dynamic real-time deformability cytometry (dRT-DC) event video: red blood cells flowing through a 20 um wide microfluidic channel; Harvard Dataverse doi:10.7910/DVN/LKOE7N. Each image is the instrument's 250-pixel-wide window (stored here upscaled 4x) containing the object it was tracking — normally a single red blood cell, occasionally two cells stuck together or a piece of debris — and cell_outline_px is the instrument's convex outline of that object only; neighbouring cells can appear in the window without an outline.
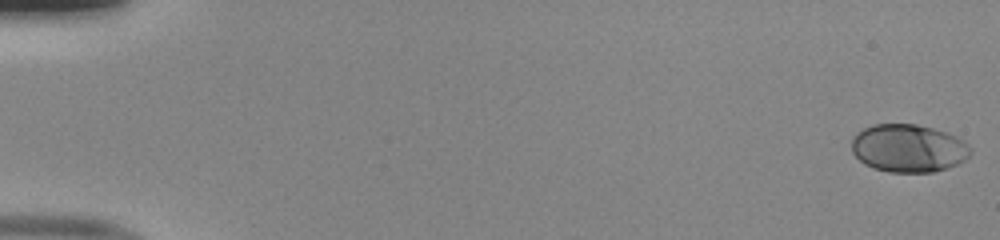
{"species": "human", "species_latin": "Homo sapiens", "temperature_condition": "room temperature", "stored_images_in_passage": 52, "camera_frame_rate_fps": 3000, "um_per_image_px": 0.085, "donor": {"sex": "male"}, "frame": {"image": 1, "passage_image": 1, "time_ms": 0.0, "image_size_px": [1000, 240], "cell_outline_px": [[972, 152], [964, 160], [956, 164], [932, 172], [888, 172], [872, 168], [864, 164], [852, 152], [852, 136], [856, 132], [872, 124], [916, 124], [932, 128], [956, 136], [968, 144], [972, 148]], "centroid_in_image_um": [77.18, 12.59], "position_along_channel_um": 7.8, "area_um2": 33.23}}
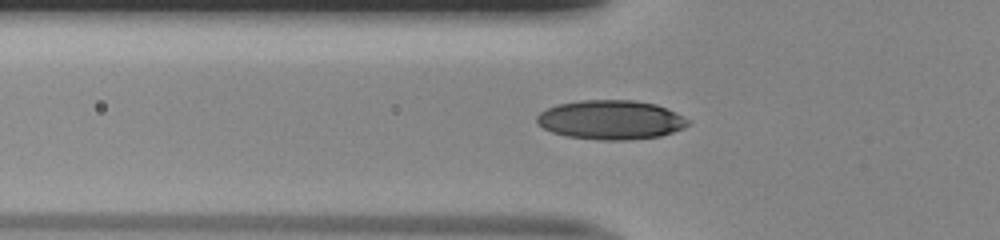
{"frame": {"image": 2, "passage_image": 19, "time_ms": 6.0, "image_size_px": [1000, 240], "cell_outline_px": [[688, 124], [684, 128], [660, 136], [628, 140], [600, 140], [568, 136], [552, 132], [536, 124], [536, 116], [540, 112], [556, 104], [580, 100], [632, 100], [656, 104], [676, 112], [688, 120]], "centroid_in_image_um": [51.89, 10.18], "position_along_channel_um": 73.9, "area_um2": 34.56}}
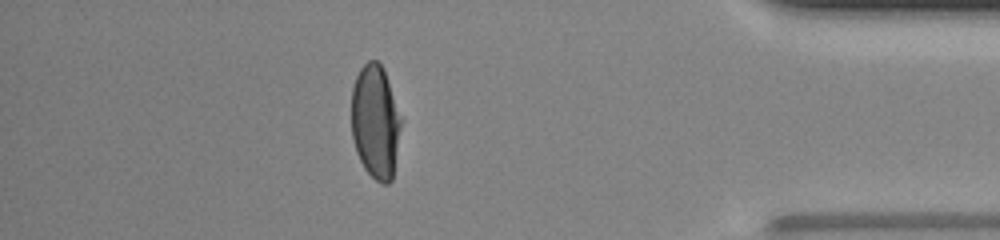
{"frame": {"image": 3, "passage_image": 46, "time_ms": 15.0, "image_size_px": [1000, 240], "cell_outline_px": [[404, 120], [392, 180], [388, 184], [384, 184], [376, 180], [364, 168], [356, 152], [352, 136], [352, 88], [356, 76], [360, 68], [368, 60], [376, 60], [384, 68]], "centroid_in_image_um": [31.95, 10.34], "position_along_channel_um": 403.2, "area_um2": 33.7}, "authors_computed_cell_mechanics": {"area_um2": 33.1194, "velocity_mm_per_s": 4.0364, "shape_relaxation_time_tau1_ms": 3.2071, "shape_relaxation_time_tau2_ms": null, "deformation_change_tau1": 0.1746, "deformation_change_tau2": null}}